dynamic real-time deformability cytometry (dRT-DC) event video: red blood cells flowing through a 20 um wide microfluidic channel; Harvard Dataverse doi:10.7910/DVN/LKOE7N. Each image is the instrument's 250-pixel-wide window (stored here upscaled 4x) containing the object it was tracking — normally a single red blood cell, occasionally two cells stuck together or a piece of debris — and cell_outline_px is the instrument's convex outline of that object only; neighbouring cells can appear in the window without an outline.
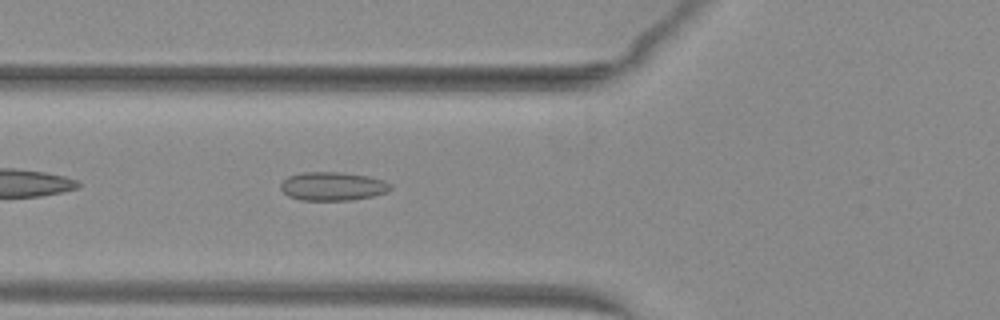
{"species": "common noctule bat (a hibernating species)", "species_latin": "Nyctalus noctula", "temperature_condition": "warm", "stored_images_in_passage": 36, "camera_frame_rate_fps": 3000, "um_per_image_px": 0.085, "animal": {"sex": "female", "body_mass_g": 29.2, "forearm_length_mm": 56.3}, "frame": {"image": 1, "passage_image": 5, "time_ms": 1.333, "image_size_px": [1000, 320], "cell_outline_px": [[392, 188], [388, 192], [372, 196], [352, 200], [300, 200], [288, 196], [280, 188], [280, 184], [288, 176], [300, 172], [344, 172], [368, 176], [384, 180], [392, 184]], "centroid_in_image_um": [28.29, 15.83], "position_along_channel_um": 97.5, "area_um2": 18.5}}
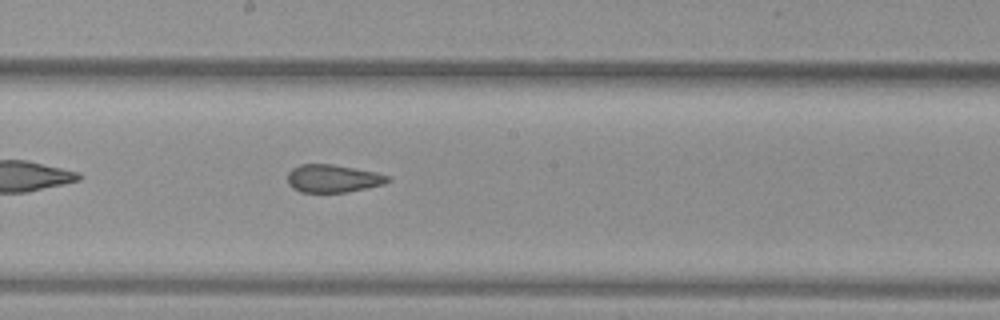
{"frame": {"image": 2, "passage_image": 14, "time_ms": 4.333, "image_size_px": [1000, 320], "cell_outline_px": [[392, 180], [384, 184], [348, 192], [300, 192], [292, 188], [288, 184], [288, 172], [292, 168], [300, 164], [332, 164], [376, 172], [392, 176]], "centroid_in_image_um": [28.32, 15.17], "position_along_channel_um": 219.9, "area_um2": 16.42}}
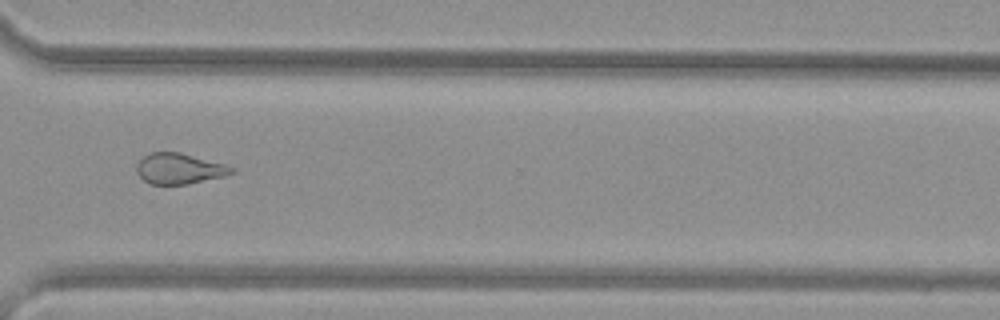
{"frame": {"image": 3, "passage_image": 24, "time_ms": 7.667, "image_size_px": [1000, 320], "cell_outline_px": [[236, 172], [224, 176], [188, 184], [148, 184], [136, 172], [136, 164], [144, 156], [152, 152], [180, 152], [224, 164], [236, 168]], "centroid_in_image_um": [15.24, 14.34], "position_along_channel_um": 355.4, "area_um2": 16.99}, "authors_computed_cell_mechanics": {"area_um2": 17.6001, "velocity_mm_per_s": 4.0633, "shape_relaxation_time_tau1_ms": null, "shape_relaxation_time_tau2_ms": 1.736, "deformation_change_tau1": null, "deformation_change_tau2": 0.0922}}